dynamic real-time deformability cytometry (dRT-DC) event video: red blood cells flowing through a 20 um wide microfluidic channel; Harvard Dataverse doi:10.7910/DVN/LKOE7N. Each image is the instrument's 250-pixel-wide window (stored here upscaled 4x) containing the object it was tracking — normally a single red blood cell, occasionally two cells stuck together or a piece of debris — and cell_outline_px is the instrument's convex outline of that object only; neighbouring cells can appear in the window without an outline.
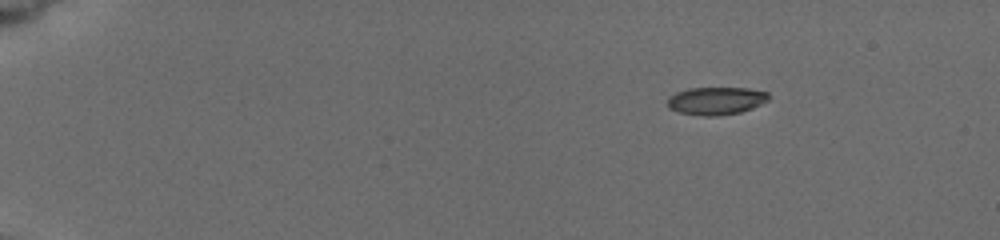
{"species": "common noctule bat (a hibernating species)", "species_latin": "Nyctalus noctula", "temperature_condition": "cold", "stored_images_in_passage": 12, "camera_frame_rate_fps": 3000, "um_per_image_px": 0.085, "animal": {"sex": "female", "body_mass_g": 19.5, "forearm_length_mm": 54.1}, "frame": {"image": 1, "passage_image": 1, "time_ms": 0.0, "image_size_px": [1000, 240], "cell_outline_px": [[768, 100], [752, 108], [740, 112], [716, 116], [704, 116], [680, 112], [668, 108], [668, 96], [676, 92], [688, 88], [748, 88], [768, 92]], "centroid_in_image_um": [60.85, 8.56], "position_along_channel_um": 24.2, "area_um2": 16.3}}
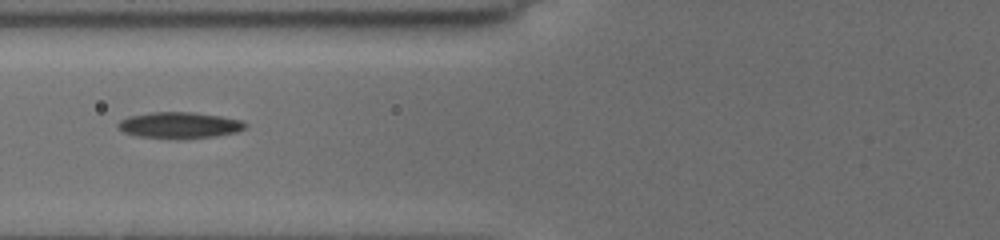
{"frame": {"image": 2, "passage_image": 7, "time_ms": 5.333, "image_size_px": [1000, 240], "cell_outline_px": [[248, 124], [244, 128], [236, 132], [216, 136], [180, 140], [176, 140], [136, 136], [124, 132], [116, 124], [120, 120], [128, 116], [152, 112], [196, 112], [244, 120]], "centroid_in_image_um": [15.26, 10.65], "position_along_channel_um": 110.5, "area_um2": 19.88}}
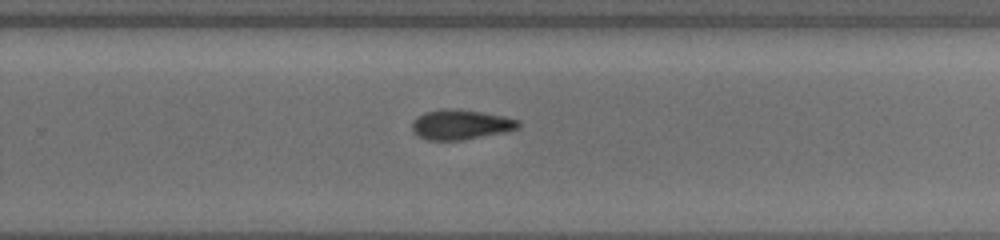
{"frame": {"image": 3, "passage_image": 12, "time_ms": 10.0, "image_size_px": [1000, 240], "cell_outline_px": [[520, 128], [504, 132], [460, 140], [428, 140], [412, 132], [412, 124], [424, 112], [444, 108], [456, 108], [504, 116], [520, 120]], "centroid_in_image_um": [39.18, 10.58], "position_along_channel_um": 290.6, "area_um2": 18.38}}